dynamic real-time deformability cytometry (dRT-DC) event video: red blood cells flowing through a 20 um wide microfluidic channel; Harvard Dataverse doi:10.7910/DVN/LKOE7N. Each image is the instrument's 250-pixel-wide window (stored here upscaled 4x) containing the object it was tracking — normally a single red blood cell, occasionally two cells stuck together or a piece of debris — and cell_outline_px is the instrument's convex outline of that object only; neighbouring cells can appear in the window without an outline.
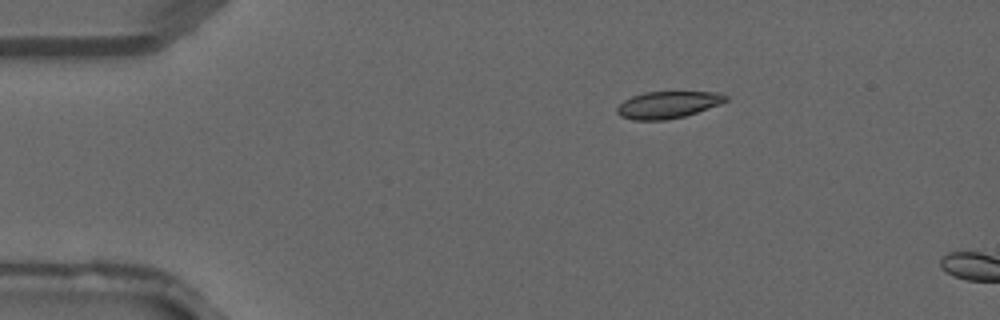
{"species": "common noctule bat (a hibernating species)", "species_latin": "Nyctalus noctula", "temperature_condition": "warm", "stored_images_in_passage": 3, "camera_frame_rate_fps": 3000, "um_per_image_px": 0.085, "animal": {"sex": "male", "forearm_length_mm": 52.5}, "frame": {"image": 1, "passage_image": 1, "time_ms": 0.0, "image_size_px": [1000, 320], "cell_outline_px": [[728, 100], [720, 104], [684, 116], [664, 120], [632, 120], [620, 116], [616, 112], [616, 108], [624, 100], [632, 96], [644, 92], [720, 92], [728, 96]], "centroid_in_image_um": [56.75, 8.9], "position_along_channel_um": 28.2, "area_um2": 17.05}}